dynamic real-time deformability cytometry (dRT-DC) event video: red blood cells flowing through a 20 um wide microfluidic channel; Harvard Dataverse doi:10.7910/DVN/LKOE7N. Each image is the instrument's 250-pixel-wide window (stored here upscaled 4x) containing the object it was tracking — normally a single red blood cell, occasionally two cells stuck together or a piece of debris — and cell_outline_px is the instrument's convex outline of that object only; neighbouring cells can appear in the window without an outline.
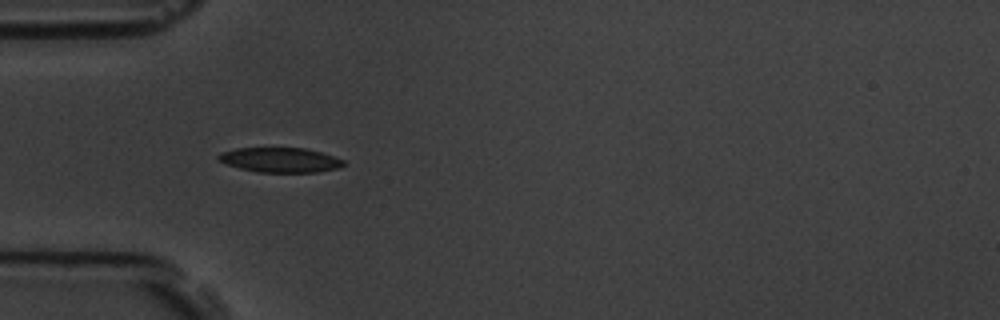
{"species": "common noctule bat (a hibernating species)", "species_latin": "Nyctalus noctula", "temperature_condition": "room temperature", "stored_images_in_passage": 5, "camera_frame_rate_fps": 3000, "um_per_image_px": 0.085, "animal": {"sex": "male", "body_mass_g": 19.5, "forearm_length_mm": 54.6}, "frame": {"image": 1, "passage_image": 1, "time_ms": 0.0, "image_size_px": [1000, 320], "cell_outline_px": [[344, 164], [340, 168], [316, 172], [260, 172], [240, 168], [216, 160], [216, 156], [220, 152], [236, 148], [304, 148], [320, 152], [344, 160]], "centroid_in_image_um": [23.78, 13.59], "position_along_channel_um": 61.2, "area_um2": 17.98}}
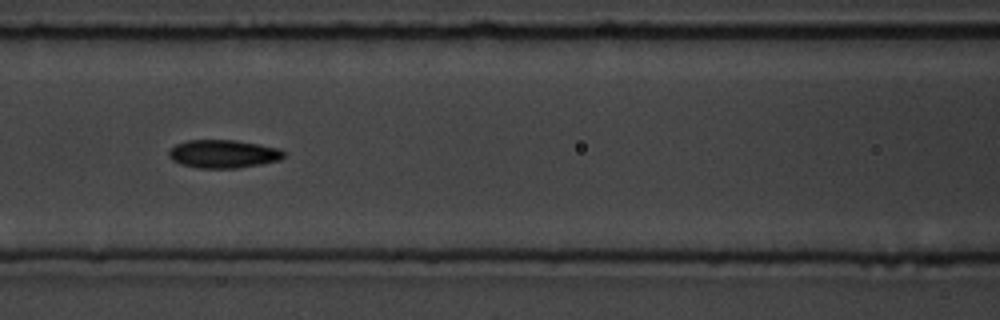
{"frame": {"image": 2, "passage_image": 3, "time_ms": 2.333, "image_size_px": [1000, 320], "cell_outline_px": [[284, 156], [280, 160], [260, 164], [236, 168], [200, 168], [180, 164], [172, 160], [168, 156], [168, 152], [176, 144], [188, 140], [236, 140], [280, 148], [284, 152]], "centroid_in_image_um": [18.97, 13.08], "position_along_channel_um": 147.6, "area_um2": 18.84}}
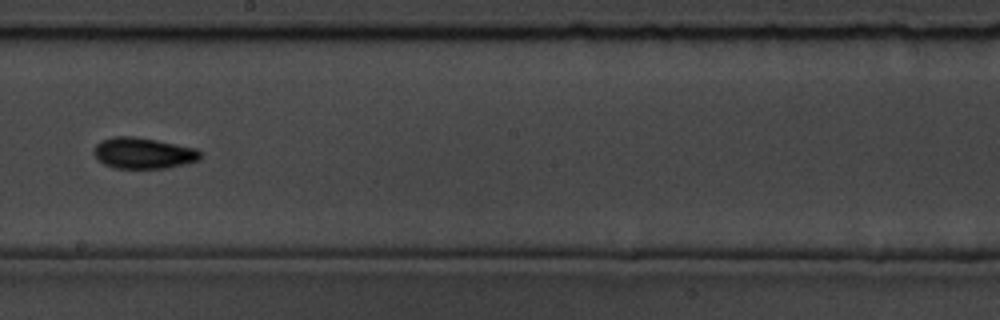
{"frame": {"image": 3, "passage_image": 5, "time_ms": 4.667, "image_size_px": [1000, 320], "cell_outline_px": [[200, 160], [168, 168], [116, 168], [104, 164], [96, 160], [92, 152], [96, 144], [100, 140], [112, 136], [132, 136], [156, 140], [196, 148], [200, 152]], "centroid_in_image_um": [12.13, 13.01], "position_along_channel_um": 236.1, "area_um2": 19.42}}